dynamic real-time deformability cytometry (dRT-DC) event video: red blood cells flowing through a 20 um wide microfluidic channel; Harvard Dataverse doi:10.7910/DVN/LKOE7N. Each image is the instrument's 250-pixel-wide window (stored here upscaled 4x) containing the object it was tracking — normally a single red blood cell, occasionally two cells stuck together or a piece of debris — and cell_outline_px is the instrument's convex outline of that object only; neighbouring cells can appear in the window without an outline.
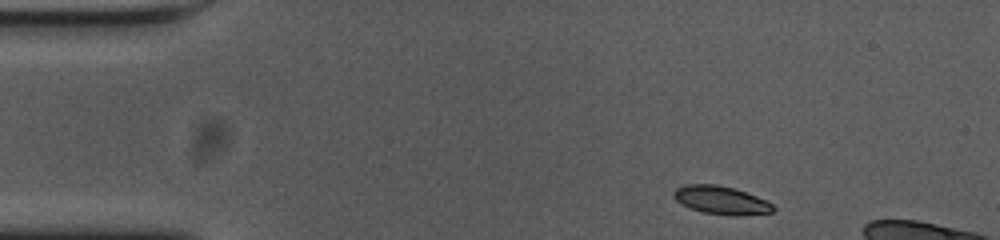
{"species": "common noctule bat (a hibernating species)", "species_latin": "Nyctalus noctula", "temperature_condition": "cold", "stored_images_in_passage": 10, "camera_frame_rate_fps": 3000, "um_per_image_px": 0.085, "animal": {"sex": "female", "body_mass_g": 23.0, "forearm_length_mm": 53.4}, "frame": {"image": 1, "passage_image": 1, "time_ms": 0.0, "image_size_px": [1000, 240], "cell_outline_px": [[776, 208], [772, 212], [736, 216], [732, 216], [704, 212], [692, 208], [676, 200], [672, 196], [672, 192], [676, 188], [688, 184], [716, 184], [732, 188], [756, 196], [772, 204]], "centroid_in_image_um": [61.28, 17.01], "position_along_channel_um": 23.7, "area_um2": 16.07}}